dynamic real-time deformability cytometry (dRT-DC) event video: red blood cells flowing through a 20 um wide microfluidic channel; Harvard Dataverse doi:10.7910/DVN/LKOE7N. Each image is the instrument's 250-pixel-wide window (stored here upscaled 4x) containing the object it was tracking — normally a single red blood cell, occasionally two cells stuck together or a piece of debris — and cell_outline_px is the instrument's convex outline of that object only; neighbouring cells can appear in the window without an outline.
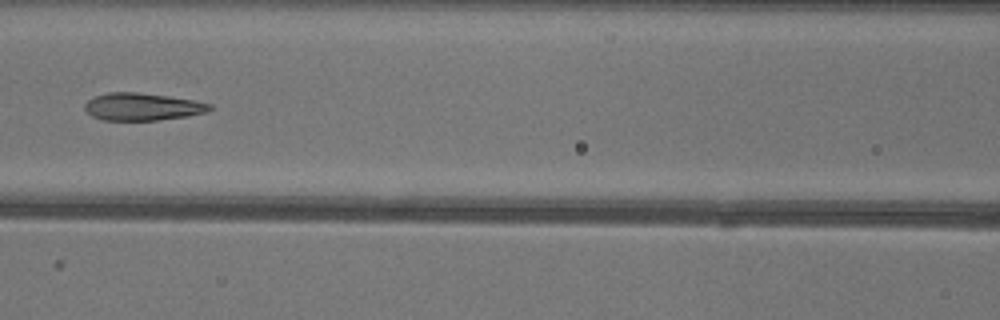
{"species": "common noctule bat (a hibernating species)", "species_latin": "Nyctalus noctula", "temperature_condition": "warm", "stored_images_in_passage": 31, "camera_frame_rate_fps": 3000, "um_per_image_px": 0.085, "animal": {"sex": "female"}, "frame": {"image": 1, "passage_image": 10, "time_ms": 3.0, "image_size_px": [1000, 320], "cell_outline_px": [[212, 108], [208, 112], [188, 116], [156, 120], [104, 120], [92, 116], [84, 108], [84, 104], [88, 100], [96, 96], [108, 92], [136, 92], [168, 96], [192, 100], [212, 104]], "centroid_in_image_um": [12.11, 9.07], "position_along_channel_um": 154.5, "area_um2": 19.88}}
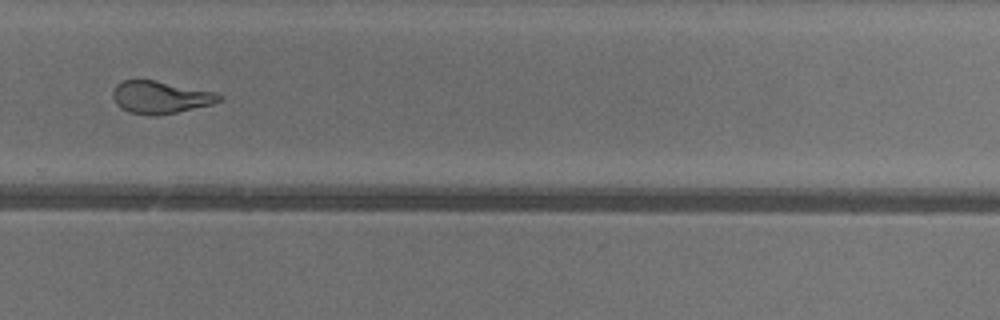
{"frame": {"image": 2, "passage_image": 22, "time_ms": 7.0, "image_size_px": [1000, 320], "cell_outline_px": [[224, 100], [212, 104], [176, 112], [156, 116], [152, 116], [128, 112], [120, 108], [116, 104], [112, 96], [112, 92], [116, 84], [124, 80], [156, 80], [216, 92], [224, 96]], "centroid_in_image_um": [13.64, 8.27], "position_along_channel_um": 316.2, "area_um2": 20.35}, "authors_computed_cell_mechanics": {"area_um2": 20.6346, "velocity_mm_per_s": 4.0549, "shape_relaxation_time_tau1_ms": 10.8971, "shape_relaxation_time_tau2_ms": 1.613, "deformation_change_tau1": 0.3208, "deformation_change_tau2": 0.0984}}